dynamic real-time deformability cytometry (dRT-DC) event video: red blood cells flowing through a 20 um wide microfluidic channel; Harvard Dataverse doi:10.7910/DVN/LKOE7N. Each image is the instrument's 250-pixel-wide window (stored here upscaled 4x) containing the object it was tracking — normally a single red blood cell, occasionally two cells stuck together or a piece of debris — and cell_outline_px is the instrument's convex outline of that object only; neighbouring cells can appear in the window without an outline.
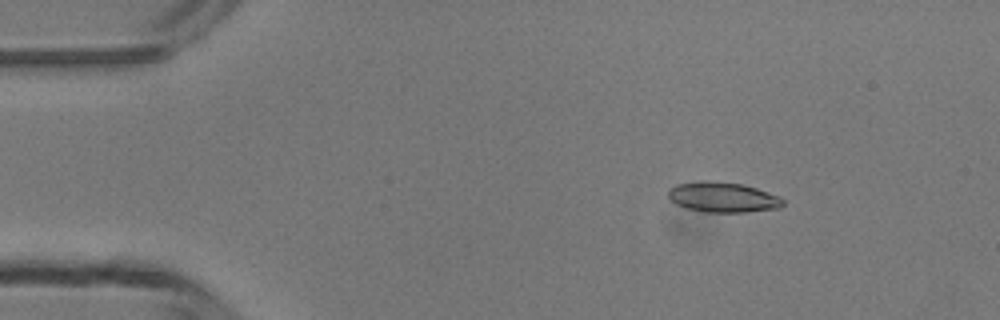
{"species": "common noctule bat (a hibernating species)", "species_latin": "Nyctalus noctula", "temperature_condition": "room temperature", "stored_images_in_passage": 3, "camera_frame_rate_fps": 3000, "um_per_image_px": 0.085, "animal": {"sex": "male", "body_mass_g": 13.3}, "frame": {"image": 1, "passage_image": 2, "time_ms": 1.333, "image_size_px": [1000, 320], "cell_outline_px": [[784, 204], [780, 208], [748, 212], [704, 212], [688, 208], [676, 204], [668, 196], [668, 188], [676, 184], [704, 180], [708, 180], [740, 184], [756, 188], [780, 196], [784, 200]], "centroid_in_image_um": [61.45, 16.76], "position_along_channel_um": 23.6, "area_um2": 20.23}}